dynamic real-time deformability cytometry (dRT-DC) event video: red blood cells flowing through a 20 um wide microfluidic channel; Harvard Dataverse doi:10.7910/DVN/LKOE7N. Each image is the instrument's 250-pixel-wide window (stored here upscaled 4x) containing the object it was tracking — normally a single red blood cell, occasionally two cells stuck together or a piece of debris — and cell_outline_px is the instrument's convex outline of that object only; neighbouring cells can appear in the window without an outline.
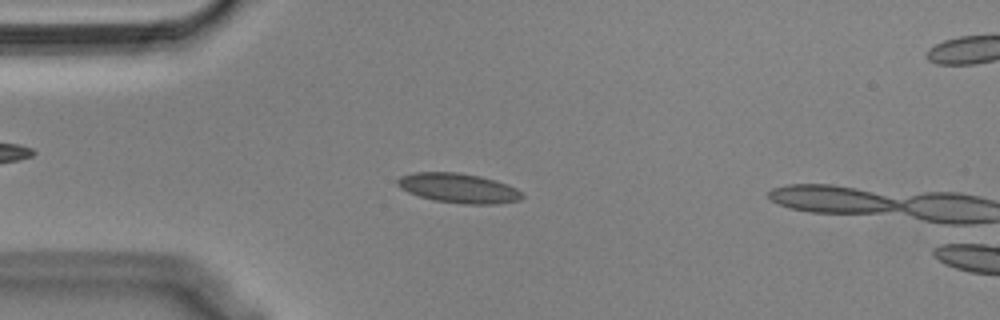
{"species": "Egyptian fruit bat (a non-hibernating species)", "species_latin": "Rousettus aegyptiacus", "temperature_condition": "cold", "stored_images_in_passage": 55, "camera_frame_rate_fps": 3000, "um_per_image_px": 0.085, "animal": {"sex": "male"}, "frame": {"image": 1, "passage_image": 13, "time_ms": 4.0, "image_size_px": [1000, 320], "cell_outline_px": [[524, 196], [520, 200], [496, 204], [464, 204], [432, 200], [408, 192], [400, 188], [396, 184], [396, 180], [400, 176], [416, 172], [460, 172], [480, 176], [496, 180], [508, 184], [524, 192]], "centroid_in_image_um": [39.0, 15.99], "position_along_channel_um": 46.0, "area_um2": 21.79}}
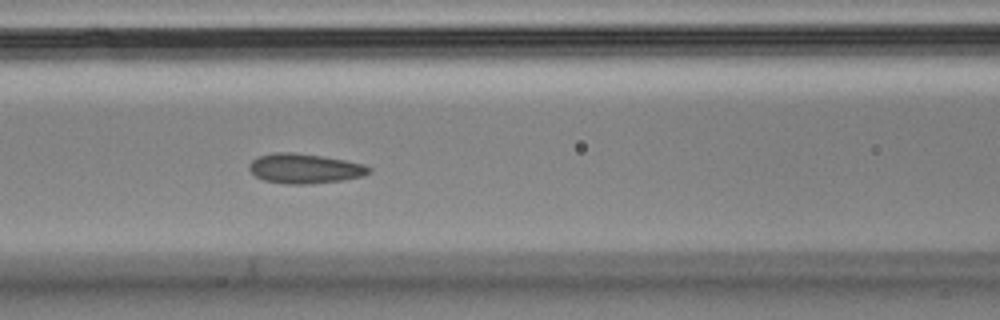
{"frame": {"image": 2, "passage_image": 22, "time_ms": 7.0, "image_size_px": [1000, 320], "cell_outline_px": [[372, 172], [364, 176], [344, 180], [308, 184], [284, 184], [264, 180], [256, 176], [248, 168], [248, 164], [252, 160], [260, 156], [272, 152], [292, 152], [320, 156], [344, 160], [364, 164], [372, 168]], "centroid_in_image_um": [25.92, 14.33], "position_along_channel_um": 140.7, "area_um2": 20.87}}
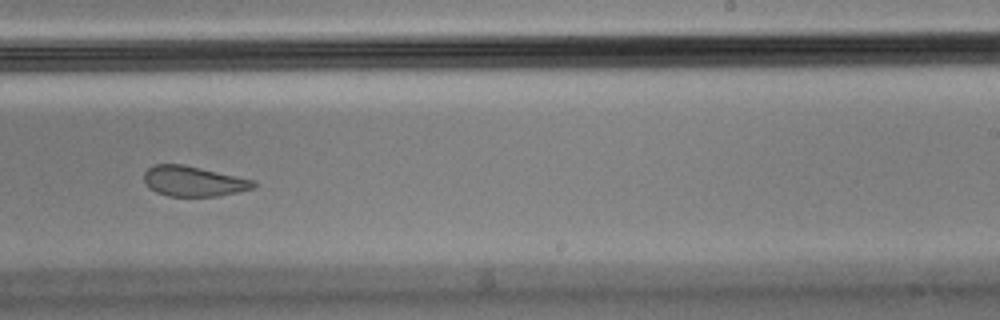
{"frame": {"image": 3, "passage_image": 33, "time_ms": 10.667, "image_size_px": [1000, 320], "cell_outline_px": [[256, 188], [220, 196], [168, 196], [156, 192], [148, 188], [144, 180], [144, 172], [148, 168], [156, 164], [184, 164], [256, 180]], "centroid_in_image_um": [16.47, 15.4], "position_along_channel_um": 272.5, "area_um2": 19.54}}